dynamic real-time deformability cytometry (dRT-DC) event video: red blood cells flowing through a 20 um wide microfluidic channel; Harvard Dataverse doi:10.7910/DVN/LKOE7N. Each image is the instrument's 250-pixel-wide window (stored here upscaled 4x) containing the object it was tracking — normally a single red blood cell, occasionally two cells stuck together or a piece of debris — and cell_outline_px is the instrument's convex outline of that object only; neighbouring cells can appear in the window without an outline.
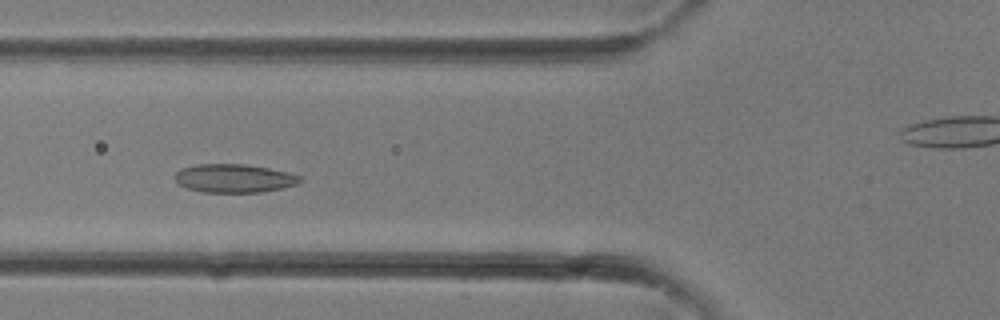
{"species": "common noctule bat (a hibernating species)", "species_latin": "Nyctalus noctula", "temperature_condition": "room temperature", "stored_images_in_passage": 27, "camera_frame_rate_fps": 3000, "um_per_image_px": 0.085, "animal": {"sex": "female"}, "frame": {"image": 1, "passage_image": 6, "time_ms": 1.667, "image_size_px": [1000, 320], "cell_outline_px": [[300, 180], [296, 184], [280, 188], [260, 192], [204, 192], [188, 188], [176, 184], [172, 176], [180, 168], [196, 164], [248, 164], [288, 172], [300, 176]], "centroid_in_image_um": [19.81, 15.14], "position_along_channel_um": 106.0, "area_um2": 20.81}}
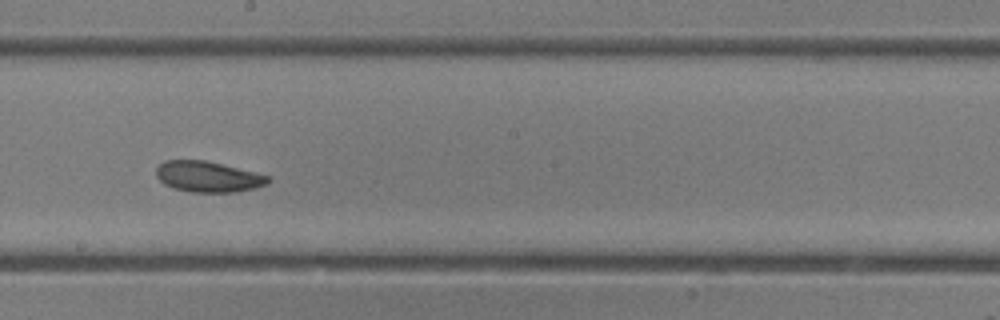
{"frame": {"image": 2, "passage_image": 12, "time_ms": 3.667, "image_size_px": [1000, 320], "cell_outline_px": [[272, 180], [268, 184], [256, 188], [236, 192], [192, 192], [172, 188], [164, 184], [156, 176], [156, 168], [164, 160], [204, 160], [256, 172], [268, 176]], "centroid_in_image_um": [17.69, 15.02], "position_along_channel_um": 230.5, "area_um2": 20.17}}
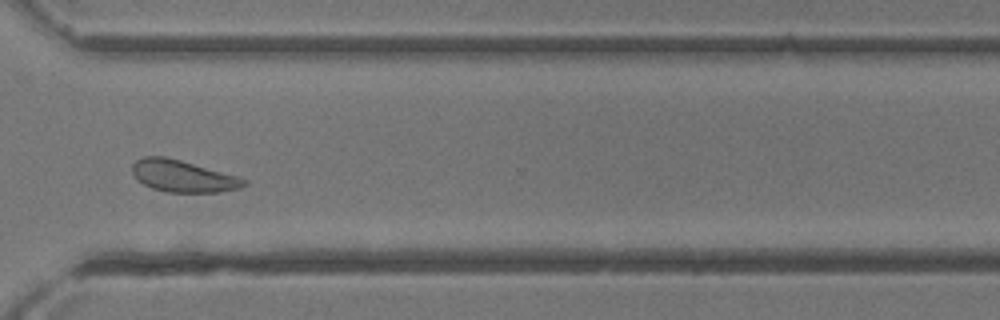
{"frame": {"image": 3, "passage_image": 18, "time_ms": 5.667, "image_size_px": [1000, 320], "cell_outline_px": [[248, 184], [240, 188], [216, 192], [168, 192], [152, 188], [136, 180], [132, 172], [132, 164], [136, 160], [144, 156], [164, 156], [180, 160], [236, 176], [248, 180]], "centroid_in_image_um": [15.51, 14.97], "position_along_channel_um": 355.1, "area_um2": 20.58}}